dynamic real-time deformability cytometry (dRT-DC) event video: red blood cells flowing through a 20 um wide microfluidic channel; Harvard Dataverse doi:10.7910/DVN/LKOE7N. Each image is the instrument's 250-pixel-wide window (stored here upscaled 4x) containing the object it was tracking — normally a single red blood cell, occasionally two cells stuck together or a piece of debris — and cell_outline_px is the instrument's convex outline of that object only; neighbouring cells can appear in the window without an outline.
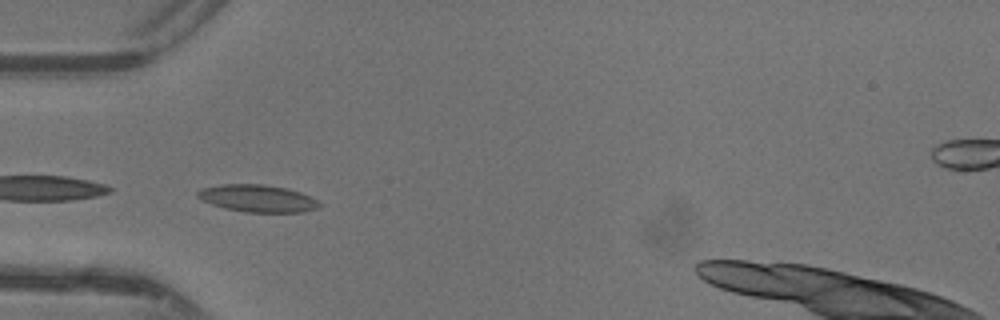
{"species": "common noctule bat (a hibernating species)", "species_latin": "Nyctalus noctula", "temperature_condition": "warm", "stored_images_in_passage": 34, "camera_frame_rate_fps": 3000, "um_per_image_px": 0.085, "animal": {"sex": "female"}, "frame": {"image": 1, "passage_image": 1, "time_ms": 0.0, "image_size_px": [1000, 320], "cell_outline_px": [[324, 204], [320, 208], [304, 212], [244, 212], [224, 208], [200, 200], [196, 196], [196, 192], [200, 188], [220, 184], [264, 184], [288, 188], [300, 192], [320, 200]], "centroid_in_image_um": [21.93, 16.86], "position_along_channel_um": 63.1, "area_um2": 19.83}}
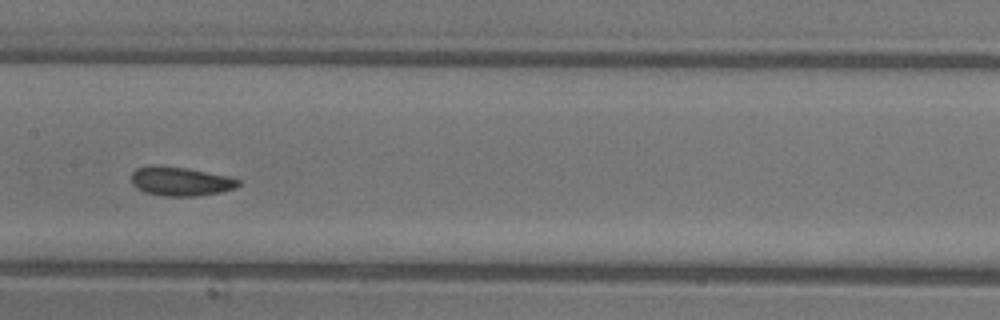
{"frame": {"image": 2, "passage_image": 10, "time_ms": 3.0, "image_size_px": [1000, 320], "cell_outline_px": [[240, 184], [236, 188], [220, 192], [196, 196], [164, 196], [144, 192], [136, 188], [132, 184], [132, 172], [136, 168], [152, 164], [188, 168], [228, 176], [240, 180]], "centroid_in_image_um": [15.32, 15.4], "position_along_channel_um": 192.1, "area_um2": 18.26}}
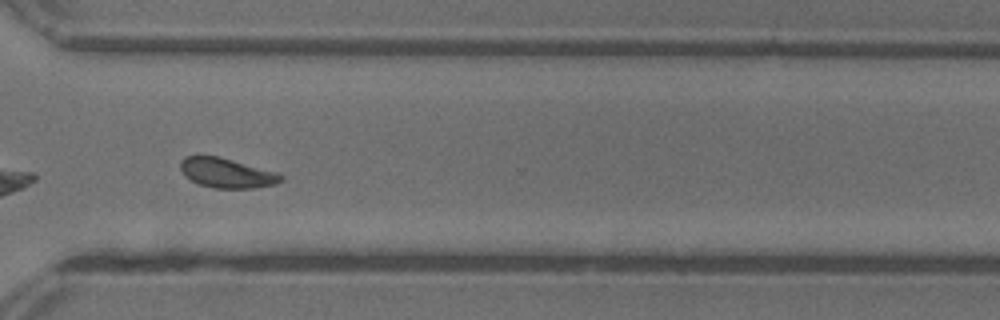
{"frame": {"image": 3, "passage_image": 21, "time_ms": 6.667, "image_size_px": [1000, 320], "cell_outline_px": [[284, 180], [276, 184], [252, 188], [212, 188], [200, 184], [184, 176], [180, 168], [180, 160], [184, 156], [220, 156], [280, 172], [284, 176]], "centroid_in_image_um": [19.32, 14.69], "position_along_channel_um": 351.3, "area_um2": 17.74}, "authors_computed_cell_mechanics": {"area_um2": 17.4556, "velocity_mm_per_s": 4.3551, "shape_relaxation_time_tau1_ms": 5.3568, "shape_relaxation_time_tau2_ms": 1.0915, "deformation_change_tau1": 0.1131, "deformation_change_tau2": 0.0694}}